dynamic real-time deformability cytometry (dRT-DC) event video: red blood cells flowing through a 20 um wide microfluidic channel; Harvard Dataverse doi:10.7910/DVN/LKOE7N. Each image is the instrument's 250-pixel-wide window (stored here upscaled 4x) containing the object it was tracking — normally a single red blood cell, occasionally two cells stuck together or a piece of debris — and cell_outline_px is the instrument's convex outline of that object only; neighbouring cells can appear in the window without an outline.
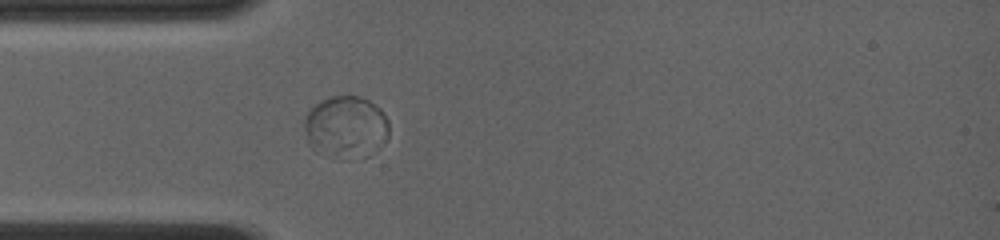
{"species": "common noctule bat (a hibernating species)", "species_latin": "Nyctalus noctula", "temperature_condition": "room temperature", "stored_images_in_passage": 52, "camera_frame_rate_fps": 4000, "um_per_image_px": 0.085, "animal": {"sex": "female", "body_mass_g": 19.0, "forearm_length_mm": 56.7}, "frame": {"image": 1, "passage_image": 9, "time_ms": 2.0, "image_size_px": [1000, 240], "cell_outline_px": [[388, 136], [348, 148], [316, 152], [312, 148], [308, 140], [304, 128], [304, 116], [316, 104], [332, 96], [360, 96], [368, 100], [380, 108], [384, 112], [388, 120]], "centroid_in_image_um": [29.27, 10.48], "position_along_channel_um": 55.7, "area_um2": 26.36}}
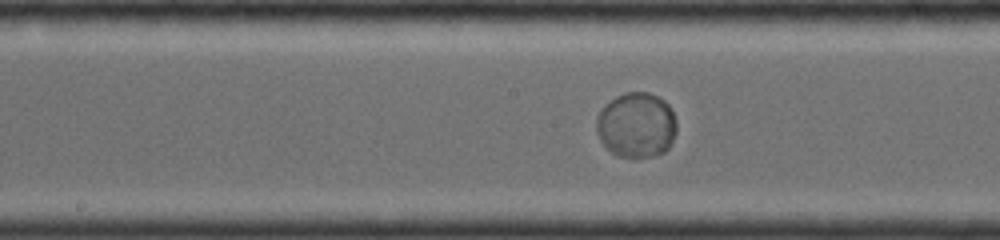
{"frame": {"image": 2, "passage_image": 23, "time_ms": 5.5, "image_size_px": [1000, 240], "cell_outline_px": [[676, 132], [668, 148], [664, 152], [652, 156], [616, 156], [600, 140], [596, 132], [596, 116], [616, 96], [624, 92], [648, 92], [664, 100], [672, 108], [676, 120]], "centroid_in_image_um": [54.11, 10.62], "position_along_channel_um": 194.1, "area_um2": 30.29}}
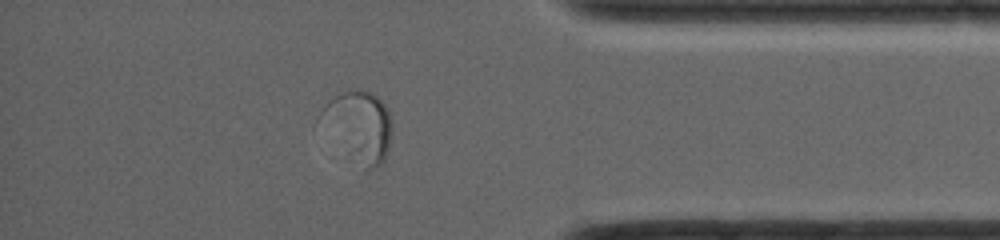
{"frame": {"image": 3, "passage_image": 45, "time_ms": 11.0, "image_size_px": [1000, 240], "cell_outline_px": [[392, 132], [388, 148], [384, 160], [380, 164], [368, 168], [320, 112], [336, 96], [344, 92], [372, 92], [388, 108], [392, 124]], "centroid_in_image_um": [30.74, 10.59], "position_along_channel_um": 404.5, "area_um2": 25.14}}